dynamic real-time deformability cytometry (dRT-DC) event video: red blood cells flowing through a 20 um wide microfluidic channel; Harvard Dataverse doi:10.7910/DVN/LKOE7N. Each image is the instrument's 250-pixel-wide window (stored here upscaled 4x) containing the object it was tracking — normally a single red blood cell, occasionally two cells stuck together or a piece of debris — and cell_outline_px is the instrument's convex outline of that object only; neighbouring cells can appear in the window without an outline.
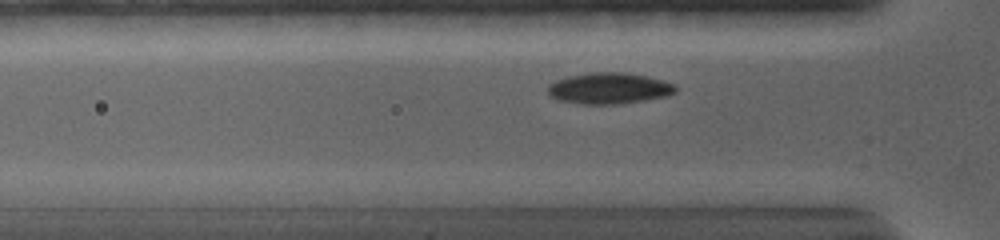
{"species": "common noctule bat (a hibernating species)", "species_latin": "Nyctalus noctula", "temperature_condition": "warm", "stored_images_in_passage": 24, "camera_frame_rate_fps": 5000, "um_per_image_px": 0.085, "animal": {"sex": "female", "body_mass_g": 19.0, "forearm_length_mm": 56.7}, "frame": {"image": 1, "passage_image": 5, "time_ms": 2.0, "image_size_px": [1000, 240], "cell_outline_px": [[676, 92], [668, 96], [620, 104], [584, 104], [556, 100], [548, 96], [548, 84], [556, 80], [568, 76], [592, 72], [624, 72], [648, 76], [676, 84]], "centroid_in_image_um": [51.76, 7.5], "position_along_channel_um": 74.0, "area_um2": 23.47}}
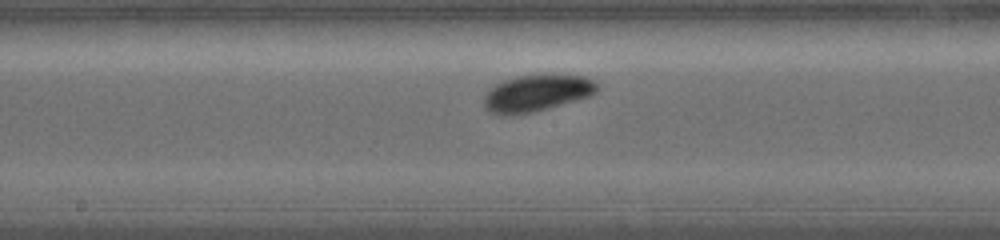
{"frame": {"image": 2, "passage_image": 12, "time_ms": 5.4, "image_size_px": [1000, 240], "cell_outline_px": [[600, 88], [592, 96], [548, 108], [532, 112], [512, 116], [500, 116], [488, 112], [484, 108], [484, 96], [500, 80], [532, 72], [568, 72], [588, 76], [600, 80]], "centroid_in_image_um": [45.73, 7.84], "position_along_channel_um": 202.5, "area_um2": 26.13}}
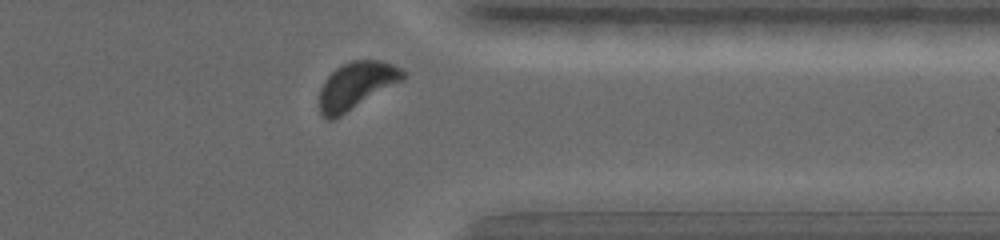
{"frame": {"image": 3, "passage_image": 22, "time_ms": 10.2, "image_size_px": [1000, 240], "cell_outline_px": [[404, 76], [400, 80], [340, 116], [332, 120], [328, 120], [320, 112], [320, 88], [328, 76], [336, 68], [352, 60], [380, 60], [392, 64], [400, 68], [404, 72]], "centroid_in_image_um": [30.23, 7.25], "position_along_channel_um": 381.2, "area_um2": 22.08}, "authors_computed_cell_mechanics": {"area_um2": 23.9003, "velocity_mm_per_s": 3.7748, "shape_relaxation_time_tau1_ms": 2.3087, "shape_relaxation_time_tau2_ms": null, "deformation_change_tau1": 0.1143, "deformation_change_tau2": null}}